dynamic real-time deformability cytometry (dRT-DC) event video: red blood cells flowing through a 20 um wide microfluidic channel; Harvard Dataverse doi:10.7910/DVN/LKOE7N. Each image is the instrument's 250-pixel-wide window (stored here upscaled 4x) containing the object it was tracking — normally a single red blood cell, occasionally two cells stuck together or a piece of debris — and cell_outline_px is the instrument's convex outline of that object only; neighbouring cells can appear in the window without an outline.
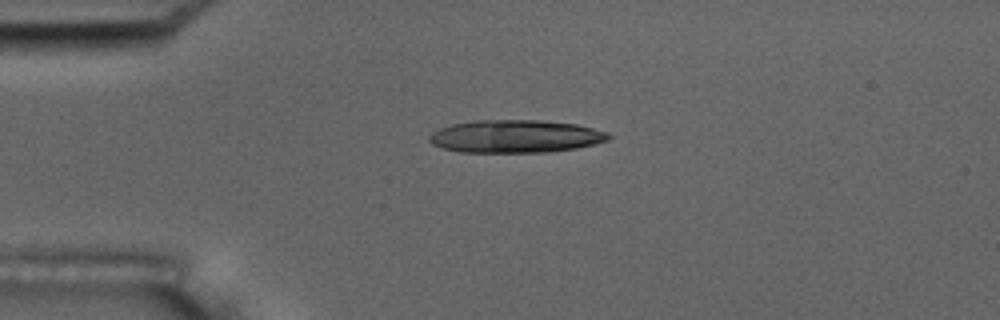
{"species": "common noctule bat (a hibernating species)", "species_latin": "Nyctalus noctula", "temperature_condition": "room temperature", "stored_images_in_passage": 5, "camera_frame_rate_fps": 3000, "um_per_image_px": 0.085, "animal": {"sex": "male", "body_mass_g": 17.5, "forearm_length_mm": 52.3}, "frame": {"image": 1, "passage_image": 4, "time_ms": 3.667, "image_size_px": [1000, 320], "cell_outline_px": [[612, 136], [608, 140], [576, 148], [548, 152], [460, 152], [444, 148], [432, 144], [428, 140], [428, 136], [432, 132], [440, 128], [452, 124], [476, 120], [544, 120], [576, 124], [608, 132]], "centroid_in_image_um": [43.81, 11.58], "position_along_channel_um": 41.2, "area_um2": 34.28}}